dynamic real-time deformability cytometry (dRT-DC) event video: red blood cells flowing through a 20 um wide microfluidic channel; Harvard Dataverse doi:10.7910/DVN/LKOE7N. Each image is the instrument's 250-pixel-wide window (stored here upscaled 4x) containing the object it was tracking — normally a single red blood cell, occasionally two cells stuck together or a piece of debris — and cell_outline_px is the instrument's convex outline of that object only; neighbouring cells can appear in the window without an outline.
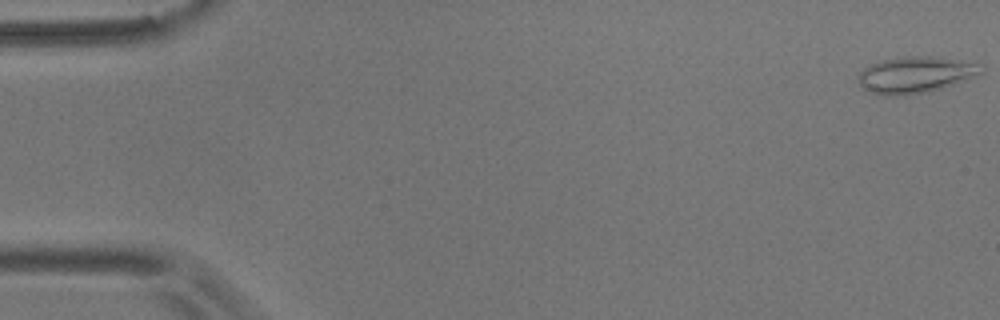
{"species": "common noctule bat (a hibernating species)", "species_latin": "Nyctalus noctula", "temperature_condition": "room temperature", "stored_images_in_passage": 55, "camera_frame_rate_fps": 3000, "um_per_image_px": 0.085, "animal": {"sex": "male", "body_mass_g": 17.9}, "frame": {"image": 1, "passage_image": 1, "time_ms": 0.0, "image_size_px": [1000, 320], "cell_outline_px": [[984, 72], [976, 76], [928, 92], [904, 96], [884, 96], [872, 92], [864, 88], [860, 84], [860, 72], [868, 64], [880, 60], [904, 56], [940, 56], [964, 60], [976, 64]], "centroid_in_image_um": [77.8, 6.34], "position_along_channel_um": 7.2, "area_um2": 26.13}}
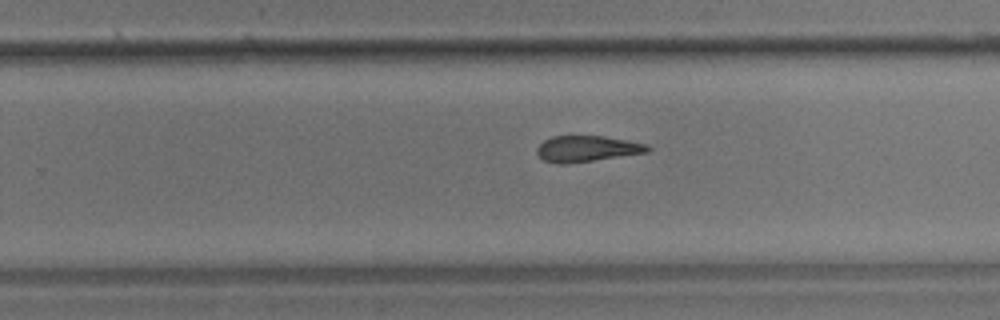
{"frame": {"image": 2, "passage_image": 35, "time_ms": 11.333, "image_size_px": [1000, 320], "cell_outline_px": [[652, 148], [648, 152], [564, 164], [556, 164], [544, 160], [536, 152], [536, 148], [544, 140], [552, 136], [604, 136], [648, 144]], "centroid_in_image_um": [49.88, 12.63], "position_along_channel_um": 279.9, "area_um2": 16.65}}
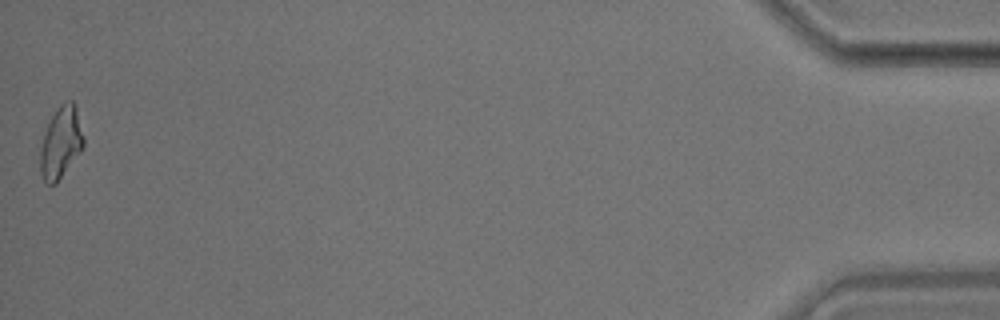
{"frame": {"image": 3, "passage_image": 55, "time_ms": 18.0, "image_size_px": [1000, 320], "cell_outline_px": [[84, 144], [80, 152], [56, 184], [48, 184], [44, 180], [40, 172], [40, 148], [44, 132], [52, 116], [60, 104], [68, 100], [72, 100], [76, 104], [84, 136]], "centroid_in_image_um": [5.18, 12.1], "position_along_channel_um": 430.0, "area_um2": 18.15}, "authors_computed_cell_mechanics": {"area_um2": 18.0914, "velocity_mm_per_s": 3.6627, "shape_relaxation_time_tau1_ms": null, "shape_relaxation_time_tau2_ms": 5.4677, "deformation_change_tau1": null, "deformation_change_tau2": 0.1562}}